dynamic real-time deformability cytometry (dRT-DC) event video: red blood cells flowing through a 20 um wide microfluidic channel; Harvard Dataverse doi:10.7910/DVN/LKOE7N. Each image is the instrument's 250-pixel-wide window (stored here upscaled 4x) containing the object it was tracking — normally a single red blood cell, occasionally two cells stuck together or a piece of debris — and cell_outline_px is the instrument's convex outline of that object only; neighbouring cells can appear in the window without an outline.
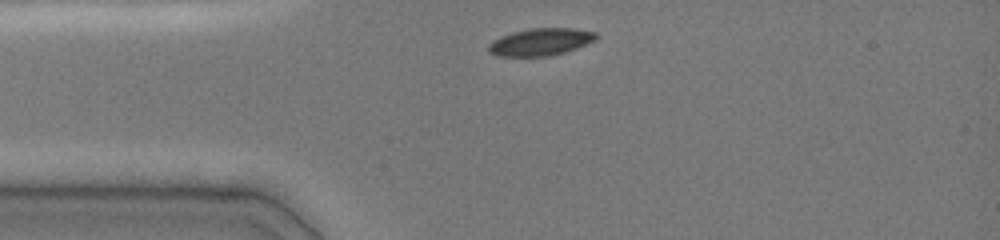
{"species": "common noctule bat (a hibernating species)", "species_latin": "Nyctalus noctula", "temperature_condition": "cold", "stored_images_in_passage": 6, "camera_frame_rate_fps": 3000, "um_per_image_px": 0.085, "animal": {"sex": "female", "body_mass_g": 19.0, "forearm_length_mm": 51.5}, "frame": {"image": 1, "passage_image": 1, "time_ms": 0.0, "image_size_px": [1000, 240], "cell_outline_px": [[600, 36], [596, 40], [576, 48], [564, 52], [548, 56], [496, 56], [488, 52], [488, 44], [492, 40], [500, 36], [512, 32], [528, 28], [572, 28], [596, 32]], "centroid_in_image_um": [45.93, 3.55], "position_along_channel_um": 39.1, "area_um2": 17.28}}
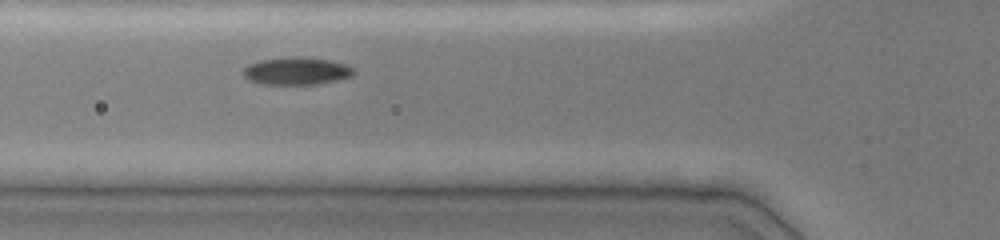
{"frame": {"image": 2, "passage_image": 3, "time_ms": 2.0, "image_size_px": [1000, 240], "cell_outline_px": [[356, 72], [352, 76], [336, 80], [316, 84], [264, 84], [248, 80], [240, 72], [248, 64], [260, 60], [292, 56], [304, 56], [332, 60], [344, 64], [352, 68]], "centroid_in_image_um": [25.18, 6.02], "position_along_channel_um": 100.6, "area_um2": 17.92}}